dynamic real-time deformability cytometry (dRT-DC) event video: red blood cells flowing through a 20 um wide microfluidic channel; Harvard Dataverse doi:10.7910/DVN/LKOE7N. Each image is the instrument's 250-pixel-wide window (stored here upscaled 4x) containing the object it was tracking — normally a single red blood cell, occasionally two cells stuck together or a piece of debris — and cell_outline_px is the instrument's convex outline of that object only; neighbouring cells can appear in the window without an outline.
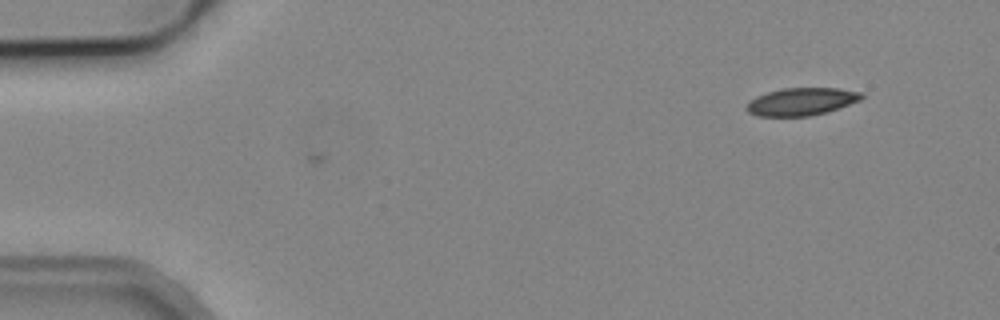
{"species": "common noctule bat (a hibernating species)", "species_latin": "Nyctalus noctula", "temperature_condition": "cold", "stored_images_in_passage": 2, "camera_frame_rate_fps": 3000, "um_per_image_px": 0.085, "animal": {"sex": "male", "body_mass_g": 19.2, "forearm_length_mm": 51.8}, "frame": {"image": 1, "passage_image": 2, "time_ms": 1.333, "image_size_px": [1000, 320], "cell_outline_px": [[864, 96], [860, 100], [828, 112], [808, 116], [756, 116], [748, 112], [744, 108], [748, 100], [756, 96], [780, 88], [840, 88], [864, 92]], "centroid_in_image_um": [68.1, 8.63], "position_along_channel_um": 16.9, "area_um2": 18.79}}